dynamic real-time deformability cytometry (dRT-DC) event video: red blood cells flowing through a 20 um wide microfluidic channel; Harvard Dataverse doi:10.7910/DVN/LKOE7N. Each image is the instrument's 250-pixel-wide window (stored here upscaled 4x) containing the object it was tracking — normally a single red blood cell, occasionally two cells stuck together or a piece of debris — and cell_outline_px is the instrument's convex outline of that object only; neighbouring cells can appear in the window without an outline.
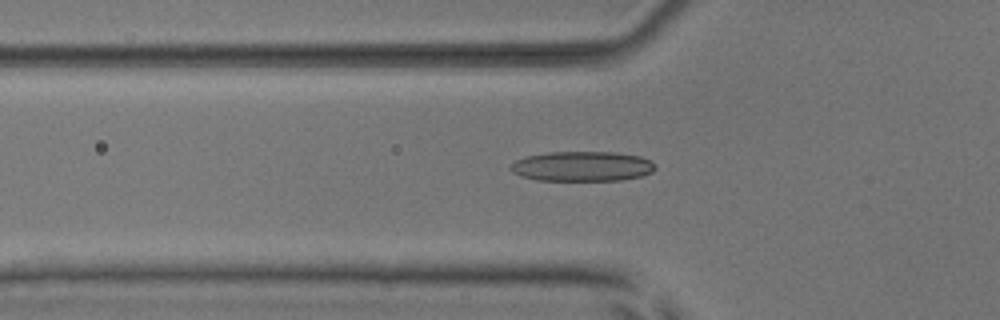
{"species": "common noctule bat (a hibernating species)", "species_latin": "Nyctalus noctula", "temperature_condition": "room temperature", "stored_images_in_passage": 39, "camera_frame_rate_fps": 3000, "um_per_image_px": 0.085, "animal": {"sex": "male", "body_mass_g": 17.9, "forearm_length_mm": 54.2}, "frame": {"image": 1, "passage_image": 6, "time_ms": 1.667, "image_size_px": [1000, 320], "cell_outline_px": [[656, 168], [652, 172], [640, 176], [620, 180], [536, 180], [520, 176], [512, 172], [508, 168], [516, 160], [524, 156], [548, 152], [616, 152], [640, 156], [652, 160], [656, 164]], "centroid_in_image_um": [49.48, 14.13], "position_along_channel_um": 76.3, "area_um2": 25.43}}
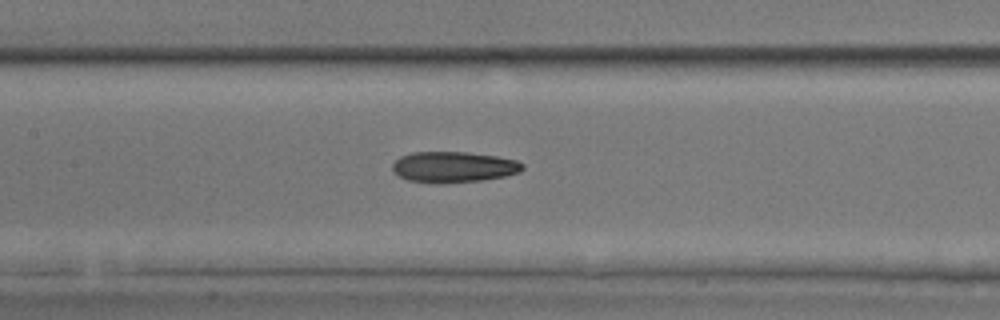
{"frame": {"image": 2, "passage_image": 13, "time_ms": 4.0, "image_size_px": [1000, 320], "cell_outline_px": [[524, 168], [520, 172], [504, 176], [480, 180], [408, 180], [400, 176], [392, 168], [392, 164], [400, 156], [412, 152], [468, 152], [496, 156], [516, 160], [524, 164]], "centroid_in_image_um": [38.6, 14.13], "position_along_channel_um": 168.8, "area_um2": 22.31}}
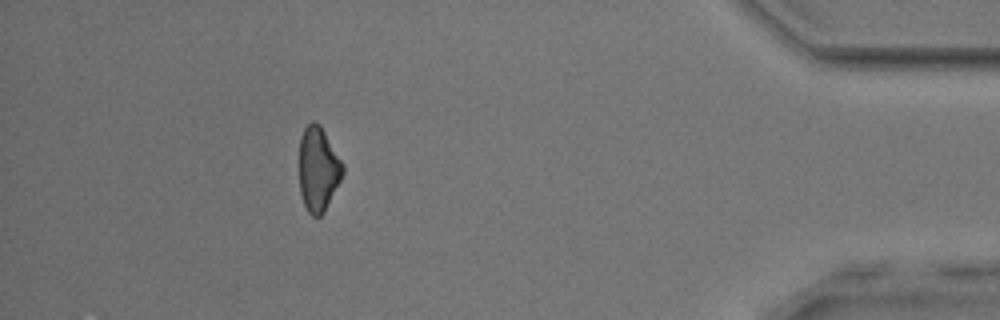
{"frame": {"image": 3, "passage_image": 35, "time_ms": 11.333, "image_size_px": [1000, 320], "cell_outline_px": [[344, 172], [324, 212], [320, 216], [312, 216], [308, 212], [304, 204], [300, 192], [300, 136], [304, 128], [312, 120], [316, 120], [320, 124], [344, 164]], "centroid_in_image_um": [27.05, 14.34], "position_along_channel_um": 408.2, "area_um2": 21.39}}